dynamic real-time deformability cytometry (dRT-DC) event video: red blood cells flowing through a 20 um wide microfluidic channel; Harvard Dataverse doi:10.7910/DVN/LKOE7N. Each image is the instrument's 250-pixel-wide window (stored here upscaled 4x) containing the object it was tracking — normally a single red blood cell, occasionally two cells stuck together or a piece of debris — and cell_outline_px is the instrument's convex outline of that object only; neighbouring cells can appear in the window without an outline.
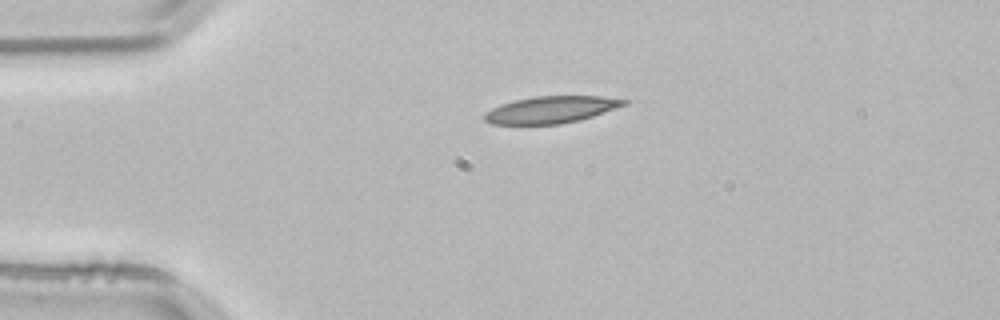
{"species": "common noctule bat (a hibernating species)", "species_latin": "Nyctalus noctula", "temperature_condition": "room temperature", "stored_images_in_passage": 3, "camera_frame_rate_fps": 3000, "um_per_image_px": 0.085, "animal": {"sex": "male", "body_mass_g": 21.5, "forearm_length_mm": 52.0}, "frame": {"image": 1, "passage_image": 1, "time_ms": 0.0, "image_size_px": [1000, 320], "cell_outline_px": [[632, 100], [628, 104], [580, 120], [560, 124], [492, 124], [484, 120], [484, 112], [500, 104], [512, 100], [532, 96], [600, 96]], "centroid_in_image_um": [46.84, 9.31], "position_along_channel_um": 38.2, "area_um2": 22.08}}